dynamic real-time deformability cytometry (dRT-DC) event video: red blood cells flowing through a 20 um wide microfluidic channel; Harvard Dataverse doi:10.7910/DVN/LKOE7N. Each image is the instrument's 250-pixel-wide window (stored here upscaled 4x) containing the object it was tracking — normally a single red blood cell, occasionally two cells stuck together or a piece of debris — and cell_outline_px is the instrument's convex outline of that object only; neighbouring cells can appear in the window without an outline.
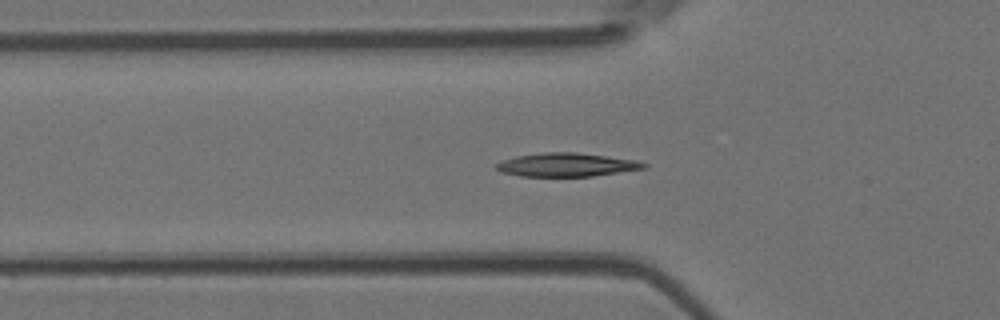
{"species": "Egyptian fruit bat (a non-hibernating species)", "species_latin": "Rousettus aegyptiacus", "temperature_condition": "room temperature", "stored_images_in_passage": 53, "camera_frame_rate_fps": 3000, "um_per_image_px": 0.085, "animal": {"sex": "female"}, "frame": {"image": 1, "passage_image": 17, "time_ms": 5.333, "image_size_px": [1000, 320], "cell_outline_px": [[648, 164], [644, 168], [592, 176], [520, 176], [500, 172], [496, 168], [496, 164], [500, 160], [516, 156], [544, 152], [576, 152], [608, 156], [636, 160]], "centroid_in_image_um": [48.11, 14.0], "position_along_channel_um": 77.7, "area_um2": 20.17}}
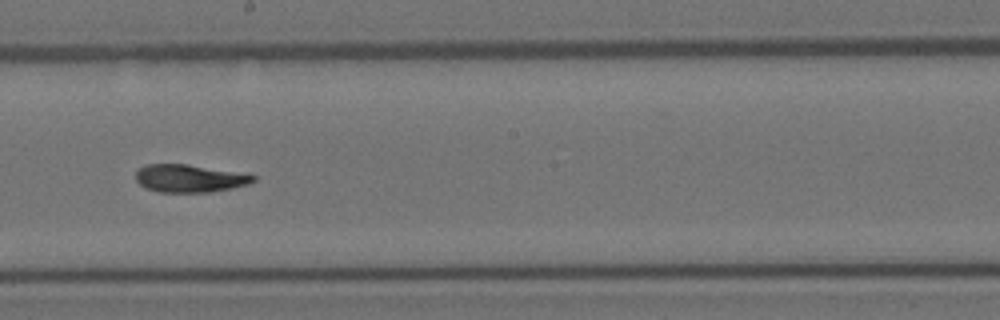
{"frame": {"image": 2, "passage_image": 29, "time_ms": 9.333, "image_size_px": [1000, 320], "cell_outline_px": [[256, 180], [248, 184], [232, 188], [208, 192], [160, 192], [148, 188], [140, 184], [136, 180], [136, 172], [144, 164], [188, 164], [256, 176]], "centroid_in_image_um": [16.08, 15.16], "position_along_channel_um": 232.1, "area_um2": 18.67}}
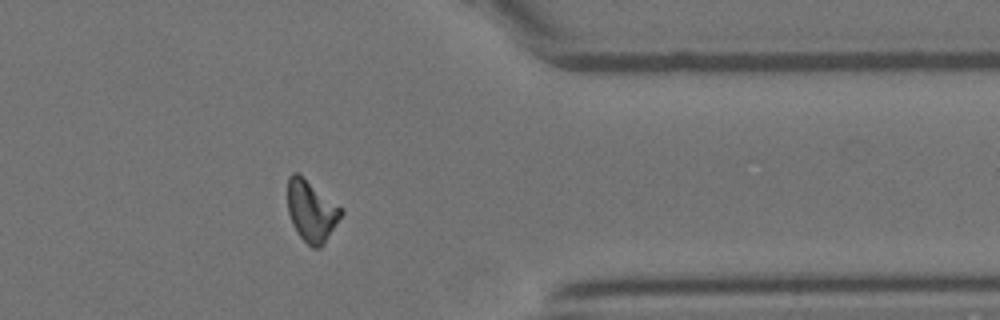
{"frame": {"image": 3, "passage_image": 42, "time_ms": 13.667, "image_size_px": [1000, 320], "cell_outline_px": [[344, 212], [324, 244], [320, 248], [312, 248], [300, 236], [292, 224], [288, 212], [288, 176], [292, 172], [296, 172], [344, 208]], "centroid_in_image_um": [26.49, 17.94], "position_along_channel_um": 384.9, "area_um2": 19.07}, "authors_computed_cell_mechanics": {"area_um2": 19.363, "velocity_mm_per_s": 3.8474, "shape_relaxation_time_tau1_ms": 7.5302, "shape_relaxation_time_tau2_ms": 7.9539, "deformation_change_tau1": 0.2282, "deformation_change_tau2": 0.1409}}